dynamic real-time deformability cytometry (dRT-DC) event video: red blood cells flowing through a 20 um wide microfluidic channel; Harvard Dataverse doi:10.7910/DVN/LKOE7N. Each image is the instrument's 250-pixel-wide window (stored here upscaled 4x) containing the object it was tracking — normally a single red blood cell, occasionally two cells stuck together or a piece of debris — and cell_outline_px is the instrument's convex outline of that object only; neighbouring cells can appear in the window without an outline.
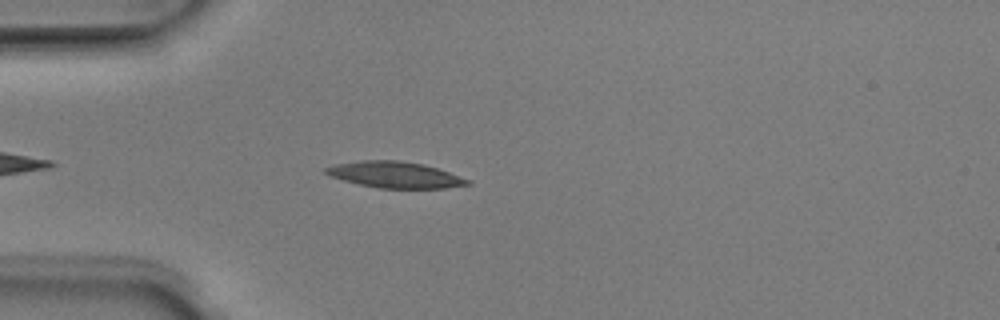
{"species": "Egyptian fruit bat (a non-hibernating species)", "species_latin": "Rousettus aegyptiacus", "temperature_condition": "room temperature", "stored_images_in_passage": 38, "camera_frame_rate_fps": 3000, "um_per_image_px": 0.085, "animal": {"sex": "male"}, "frame": {"image": 1, "passage_image": 4, "time_ms": 1.0, "image_size_px": [1000, 320], "cell_outline_px": [[472, 184], [444, 188], [380, 188], [360, 184], [344, 180], [332, 176], [324, 172], [324, 168], [336, 164], [360, 160], [396, 160], [424, 164], [472, 180]], "centroid_in_image_um": [33.6, 14.85], "position_along_channel_um": 51.4, "area_um2": 21.44}}
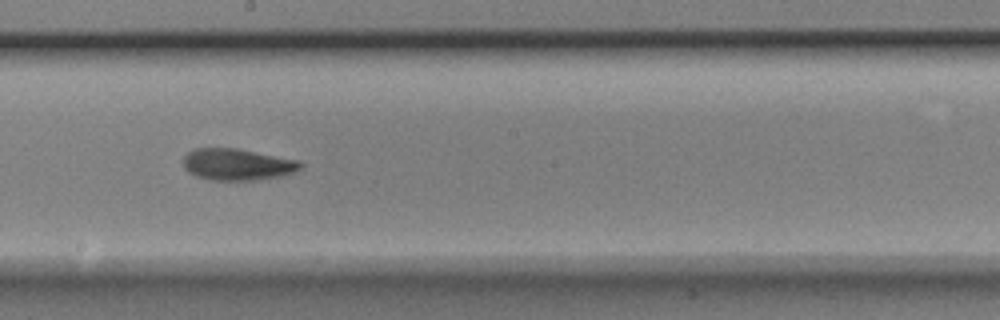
{"frame": {"image": 2, "passage_image": 18, "time_ms": 5.667, "image_size_px": [1000, 320], "cell_outline_px": [[304, 164], [296, 172], [280, 176], [256, 180], [208, 180], [196, 176], [188, 172], [184, 168], [184, 156], [192, 148], [236, 148], [300, 160]], "centroid_in_image_um": [20.18, 13.98], "position_along_channel_um": 228.0, "area_um2": 21.79}}
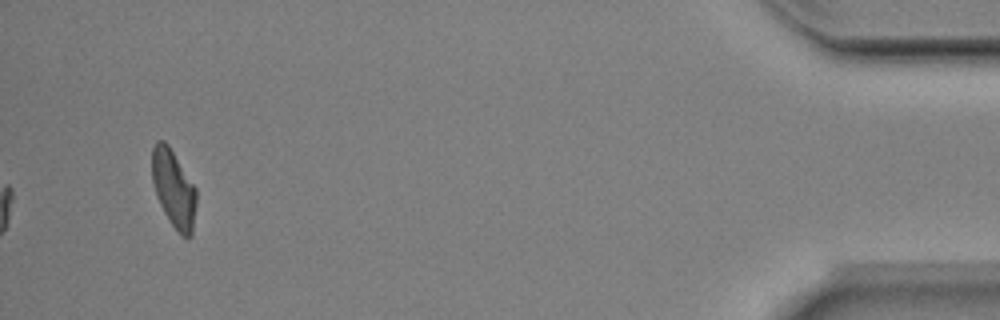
{"frame": {"image": 3, "passage_image": 38, "time_ms": 12.333, "image_size_px": [1000, 320], "cell_outline_px": [[196, 204], [192, 236], [188, 240], [172, 224], [164, 212], [156, 196], [152, 180], [152, 148], [156, 140], [164, 140], [168, 144], [196, 188]], "centroid_in_image_um": [14.76, 16.02], "position_along_channel_um": 420.4, "area_um2": 19.94}, "authors_computed_cell_mechanics": {"area_um2": 21.7328, "velocity_mm_per_s": 4.027, "shape_relaxation_time_tau1_ms": 4.0596, "shape_relaxation_time_tau2_ms": 3.5567, "deformation_change_tau1": 0.1468, "deformation_change_tau2": 0.1132}}